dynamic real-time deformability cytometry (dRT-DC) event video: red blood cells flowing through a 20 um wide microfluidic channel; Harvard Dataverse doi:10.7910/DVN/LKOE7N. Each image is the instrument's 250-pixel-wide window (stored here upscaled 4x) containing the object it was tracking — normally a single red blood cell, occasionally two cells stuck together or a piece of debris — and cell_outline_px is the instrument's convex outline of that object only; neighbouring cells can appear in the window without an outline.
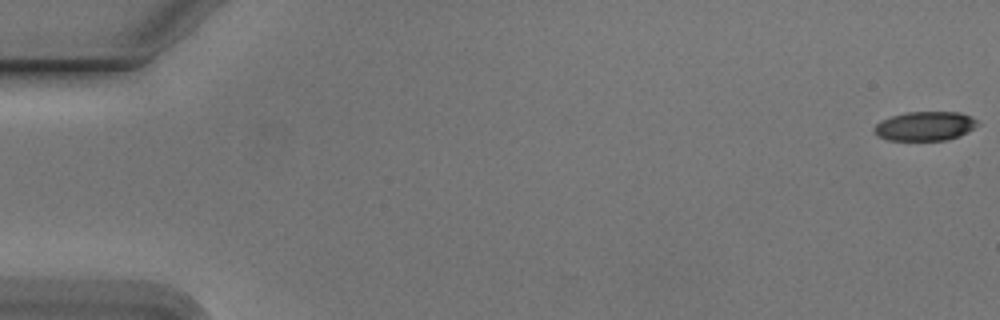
{"species": "Egyptian fruit bat (a non-hibernating species)", "species_latin": "Rousettus aegyptiacus", "temperature_condition": "cold", "stored_images_in_passage": 55, "camera_frame_rate_fps": 3000, "um_per_image_px": 0.085, "animal": {"sex": "male"}, "frame": {"image": 1, "passage_image": 1, "time_ms": 0.0, "image_size_px": [1000, 320], "cell_outline_px": [[980, 124], [968, 132], [960, 136], [944, 140], [888, 140], [876, 136], [872, 132], [872, 128], [880, 120], [904, 112], [960, 112], [972, 116]], "centroid_in_image_um": [78.6, 10.71], "position_along_channel_um": 6.4, "area_um2": 17.86}}
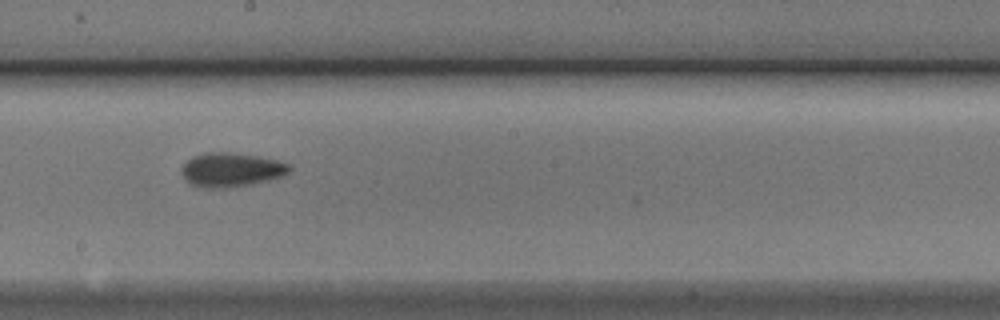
{"frame": {"image": 2, "passage_image": 31, "time_ms": 10.0, "image_size_px": [1000, 320], "cell_outline_px": [[292, 168], [288, 172], [280, 176], [268, 180], [252, 184], [228, 188], [204, 188], [192, 184], [180, 172], [180, 168], [192, 156], [204, 152], [228, 152], [276, 160], [288, 164]], "centroid_in_image_um": [19.61, 14.43], "position_along_channel_um": 228.6, "area_um2": 21.15}}
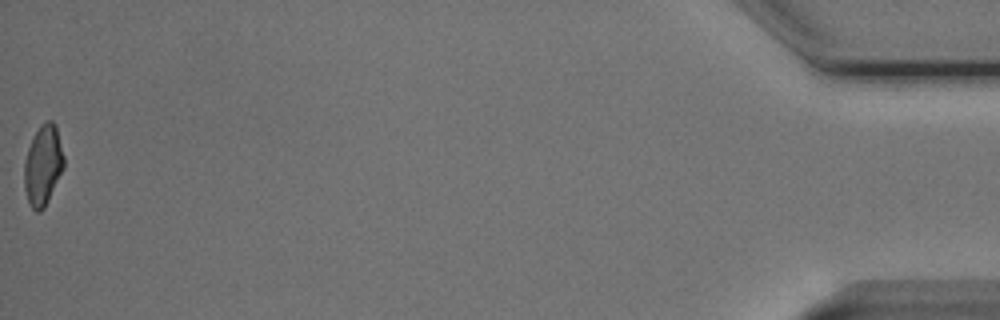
{"frame": {"image": 3, "passage_image": 55, "time_ms": 18.0, "image_size_px": [1000, 320], "cell_outline_px": [[64, 168], [44, 208], [40, 212], [36, 212], [28, 204], [24, 188], [24, 160], [28, 148], [40, 124], [44, 120], [52, 120], [56, 124], [64, 156]], "centroid_in_image_um": [3.65, 14.04], "position_along_channel_um": 431.5, "area_um2": 18.73}, "authors_computed_cell_mechanics": {"area_um2": 19.4786, "velocity_mm_per_s": 3.7976, "shape_relaxation_time_tau1_ms": 5.5284, "shape_relaxation_time_tau2_ms": 2.8234, "deformation_change_tau1": 0.1371, "deformation_change_tau2": 0.0899}}